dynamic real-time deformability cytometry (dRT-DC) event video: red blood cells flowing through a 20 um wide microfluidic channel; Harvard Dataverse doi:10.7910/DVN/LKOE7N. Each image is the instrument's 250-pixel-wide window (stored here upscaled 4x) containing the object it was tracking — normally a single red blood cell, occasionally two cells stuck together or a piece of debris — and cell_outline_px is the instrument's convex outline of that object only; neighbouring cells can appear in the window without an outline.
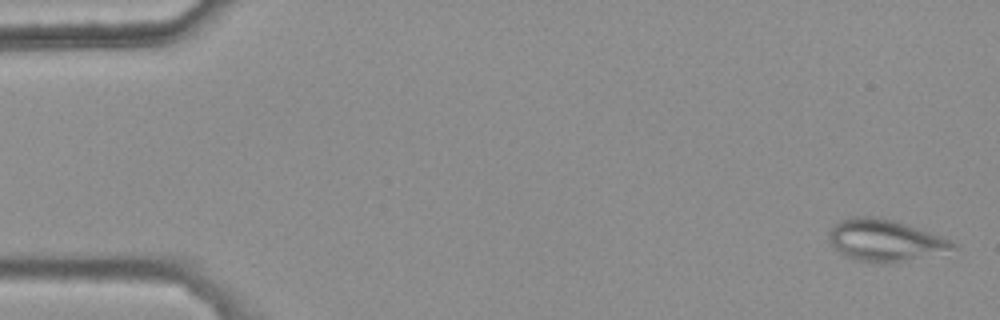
{"species": "common noctule bat (a hibernating species)", "species_latin": "Nyctalus noctula", "temperature_condition": "warm", "stored_images_in_passage": 47, "camera_frame_rate_fps": 3000, "um_per_image_px": 0.085, "animal": {"sex": "female", "body_mass_g": 25.1}, "frame": {"image": 1, "passage_image": 2, "time_ms": 0.333, "image_size_px": [1000, 320], "cell_outline_px": [[956, 248], [896, 264], [880, 264], [852, 260], [844, 256], [832, 244], [828, 236], [832, 228], [840, 220], [852, 216], [876, 216], [896, 220], [940, 236], [956, 244]], "centroid_in_image_um": [75.19, 20.44], "position_along_channel_um": 9.8, "area_um2": 30.29}}
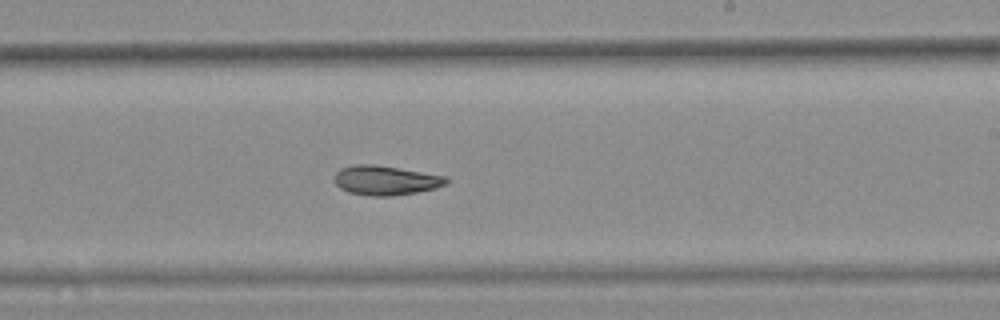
{"frame": {"image": 2, "passage_image": 33, "time_ms": 10.667, "image_size_px": [1000, 320], "cell_outline_px": [[448, 184], [436, 188], [416, 192], [392, 196], [372, 196], [348, 192], [340, 188], [336, 184], [336, 172], [340, 168], [352, 164], [376, 164], [448, 176]], "centroid_in_image_um": [32.81, 15.32], "position_along_channel_um": 256.2, "area_um2": 19.36}}
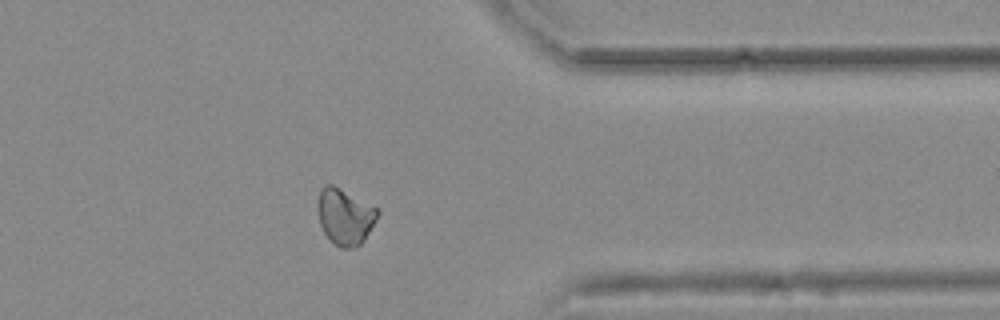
{"frame": {"image": 3, "passage_image": 44, "time_ms": 14.333, "image_size_px": [1000, 320], "cell_outline_px": [[380, 212], [376, 220], [364, 240], [356, 248], [340, 248], [324, 232], [320, 224], [320, 188], [324, 184], [332, 184], [380, 208]], "centroid_in_image_um": [29.39, 18.4], "position_along_channel_um": 382.0, "area_um2": 19.31}, "authors_computed_cell_mechanics": {"area_um2": 19.652, "velocity_mm_per_s": 3.7111, "shape_relaxation_time_tau1_ms": null, "shape_relaxation_time_tau2_ms": 3.6696, "deformation_change_tau1": null, "deformation_change_tau2": 0.0773}}